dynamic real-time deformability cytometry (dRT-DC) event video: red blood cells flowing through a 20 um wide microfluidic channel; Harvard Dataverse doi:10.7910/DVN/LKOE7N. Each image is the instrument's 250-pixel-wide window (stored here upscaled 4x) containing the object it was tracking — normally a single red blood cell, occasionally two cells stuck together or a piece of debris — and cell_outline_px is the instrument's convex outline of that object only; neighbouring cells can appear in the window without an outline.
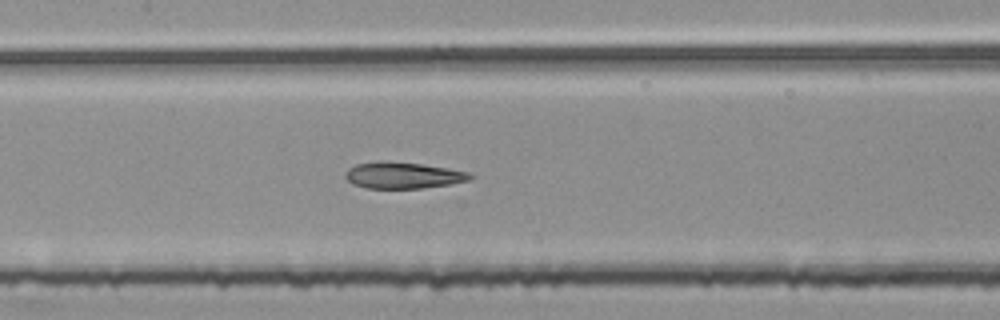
{"species": "common noctule bat (a hibernating species)", "species_latin": "Nyctalus noctula", "temperature_condition": "room temperature", "stored_images_in_passage": 54, "segment_of_instrument_passage": [2, 2], "camera_frame_rate_fps": 3000, "um_per_image_px": 0.085, "animal": {"sex": "female", "body_mass_g": 25.1}, "frame": {"image": 1, "passage_image": 26, "time_ms": 8.333, "image_size_px": [1000, 320], "cell_outline_px": [[476, 176], [472, 180], [424, 188], [364, 188], [352, 184], [344, 176], [344, 172], [348, 168], [356, 164], [380, 160], [388, 160], [420, 164], [448, 168], [472, 172]], "centroid_in_image_um": [34.27, 14.89], "position_along_channel_um": 173.1, "area_um2": 19.59}}
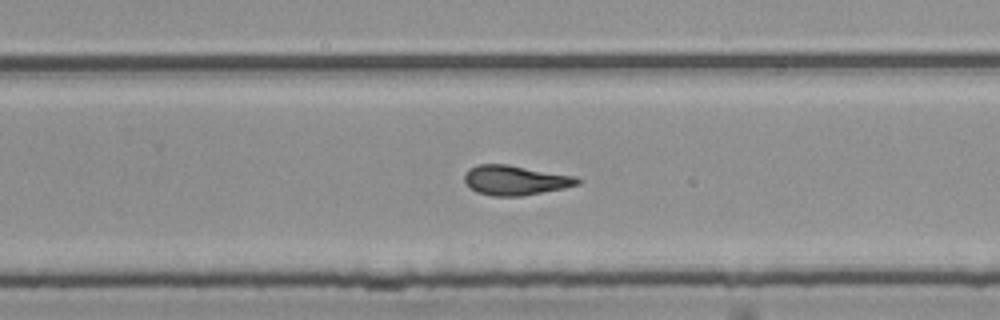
{"frame": {"image": 2, "passage_image": 35, "time_ms": 11.333, "image_size_px": [1000, 320], "cell_outline_px": [[580, 184], [564, 188], [524, 196], [492, 196], [476, 192], [464, 180], [464, 172], [468, 168], [476, 164], [508, 164], [576, 176], [580, 180]], "centroid_in_image_um": [43.79, 15.31], "position_along_channel_um": 286.0, "area_um2": 19.77}}
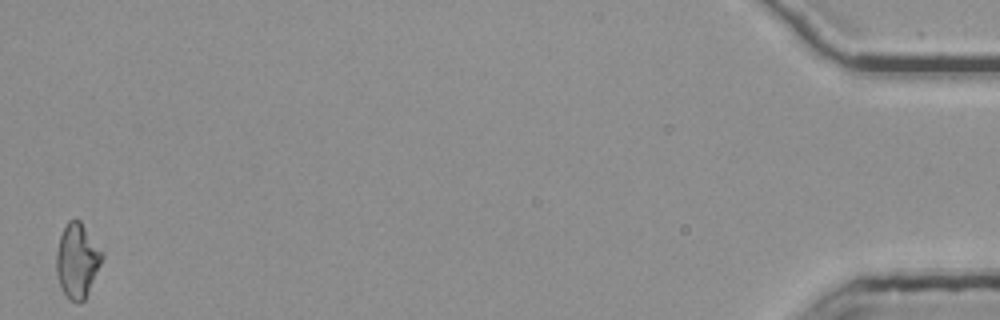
{"frame": {"image": 3, "passage_image": 54, "time_ms": 17.667, "image_size_px": [1000, 320], "cell_outline_px": [[104, 256], [88, 292], [84, 300], [76, 304], [68, 300], [60, 284], [56, 272], [56, 252], [60, 236], [68, 220], [80, 220], [104, 252]], "centroid_in_image_um": [6.57, 22.15], "position_along_channel_um": 428.6, "area_um2": 19.83}}